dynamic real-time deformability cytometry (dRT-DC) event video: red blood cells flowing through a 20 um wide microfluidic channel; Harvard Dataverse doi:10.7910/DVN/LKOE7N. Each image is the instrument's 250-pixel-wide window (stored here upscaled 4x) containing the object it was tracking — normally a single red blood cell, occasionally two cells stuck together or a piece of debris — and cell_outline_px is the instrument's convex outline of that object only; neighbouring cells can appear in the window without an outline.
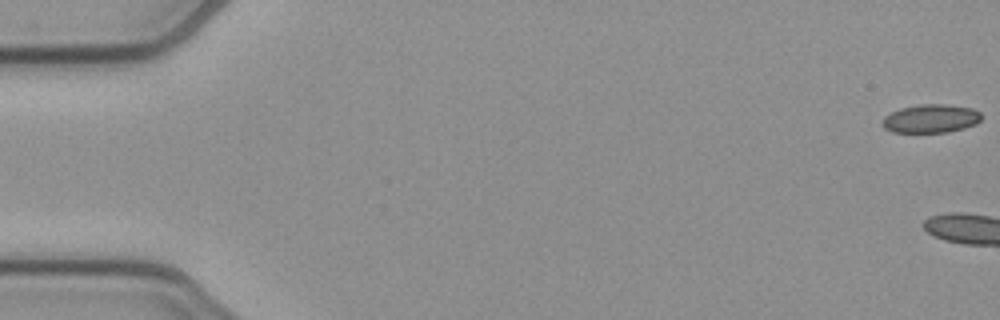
{"species": "common noctule bat (a hibernating species)", "species_latin": "Nyctalus noctula", "temperature_condition": "cold", "stored_images_in_passage": 11, "camera_frame_rate_fps": 3000, "um_per_image_px": 0.085, "animal": {"sex": "female", "body_mass_g": 21.9}, "frame": {"image": 1, "passage_image": 1, "time_ms": 0.0, "image_size_px": [1000, 320], "cell_outline_px": [[980, 120], [976, 124], [964, 128], [948, 132], [892, 132], [884, 128], [884, 116], [900, 108], [920, 104], [944, 104], [972, 108], [980, 112]], "centroid_in_image_um": [79.13, 10.08], "position_along_channel_um": 5.9, "area_um2": 16.3}}